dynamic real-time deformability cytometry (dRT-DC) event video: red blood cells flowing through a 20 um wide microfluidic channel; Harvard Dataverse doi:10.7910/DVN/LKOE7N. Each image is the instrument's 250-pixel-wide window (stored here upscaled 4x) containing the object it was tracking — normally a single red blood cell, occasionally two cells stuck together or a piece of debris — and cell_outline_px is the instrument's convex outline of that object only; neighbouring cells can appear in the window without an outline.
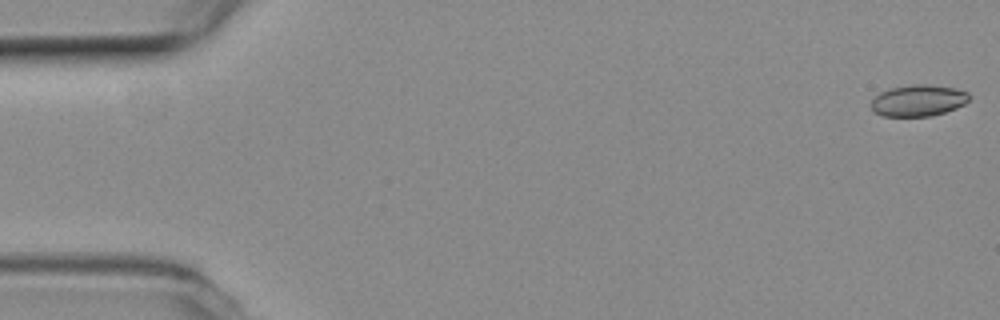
{"species": "common noctule bat (a hibernating species)", "species_latin": "Nyctalus noctula", "temperature_condition": "room temperature", "stored_images_in_passage": 21, "camera_frame_rate_fps": 3000, "um_per_image_px": 0.085, "animal": {"sex": "female", "body_mass_g": 19.3, "forearm_length_mm": 54.1}, "frame": {"image": 1, "passage_image": 1, "time_ms": 0.0, "image_size_px": [1000, 320], "cell_outline_px": [[972, 96], [964, 104], [956, 108], [932, 116], [880, 116], [872, 108], [872, 100], [880, 92], [892, 88], [912, 84], [928, 84], [956, 88], [968, 92]], "centroid_in_image_um": [78.09, 8.54], "position_along_channel_um": 6.9, "area_um2": 17.98}}
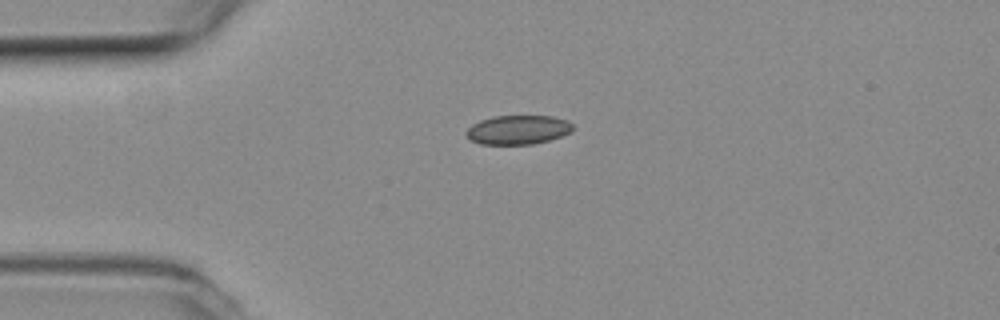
{"frame": {"image": 2, "passage_image": 13, "time_ms": 4.0, "image_size_px": [1000, 320], "cell_outline_px": [[572, 132], [548, 140], [532, 144], [480, 144], [472, 140], [464, 132], [472, 124], [480, 120], [492, 116], [552, 116], [568, 120], [572, 124]], "centroid_in_image_um": [44.02, 11.02], "position_along_channel_um": 41.0, "area_um2": 18.03}}